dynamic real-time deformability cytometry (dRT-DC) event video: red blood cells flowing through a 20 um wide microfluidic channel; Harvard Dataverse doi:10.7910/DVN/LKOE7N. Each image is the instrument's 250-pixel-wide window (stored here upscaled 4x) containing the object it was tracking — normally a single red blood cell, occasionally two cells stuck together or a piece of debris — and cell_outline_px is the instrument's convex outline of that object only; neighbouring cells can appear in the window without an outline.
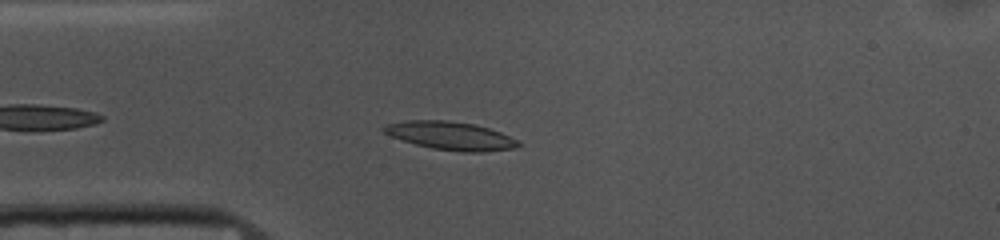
{"species": "common noctule bat (a hibernating species)", "species_latin": "Nyctalus noctula", "temperature_condition": "cold", "stored_images_in_passage": 46, "camera_frame_rate_fps": 3000, "um_per_image_px": 0.085, "animal": {"sex": "female", "body_mass_g": 10.0, "forearm_length_mm": 53.1}, "frame": {"image": 1, "passage_image": 6, "time_ms": 1.667, "image_size_px": [1000, 240], "cell_outline_px": [[520, 144], [516, 148], [484, 152], [464, 152], [432, 148], [416, 144], [392, 136], [384, 132], [380, 128], [388, 124], [408, 120], [448, 120], [476, 124], [500, 132], [516, 140]], "centroid_in_image_um": [38.31, 11.53], "position_along_channel_um": 46.7, "area_um2": 21.91}}
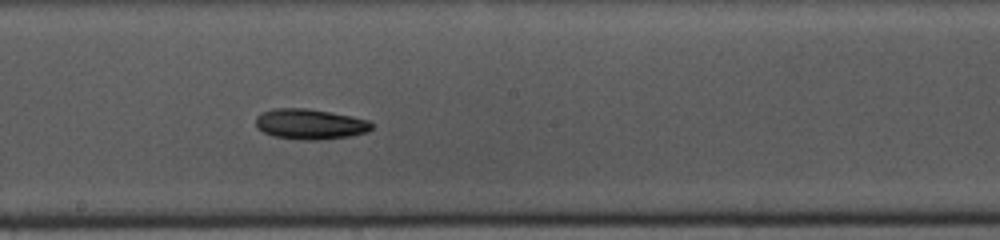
{"frame": {"image": 2, "passage_image": 21, "time_ms": 6.667, "image_size_px": [1000, 240], "cell_outline_px": [[372, 128], [368, 132], [352, 136], [320, 140], [300, 140], [272, 136], [256, 128], [256, 116], [260, 112], [276, 108], [304, 108], [352, 116], [368, 120], [372, 124]], "centroid_in_image_um": [26.33, 10.56], "position_along_channel_um": 221.9, "area_um2": 20.69}}
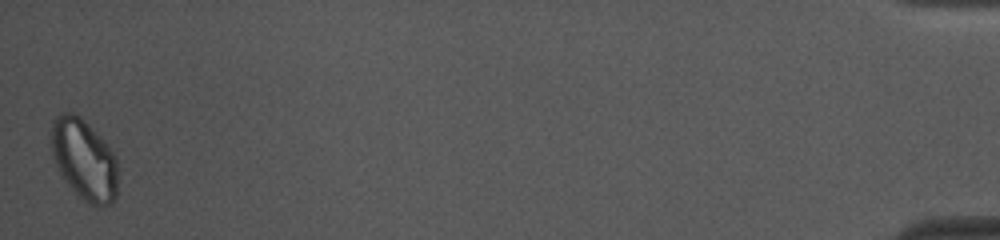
{"frame": {"image": 3, "passage_image": 46, "time_ms": 15.0, "image_size_px": [1000, 240], "cell_outline_px": [[116, 196], [104, 208], [96, 208], [88, 204], [60, 176], [52, 156], [52, 124], [56, 116], [60, 112], [72, 112], [80, 116], [104, 140], [116, 156]], "centroid_in_image_um": [7.14, 13.57], "position_along_channel_um": 428.1, "area_um2": 31.39}, "authors_computed_cell_mechanics": {"area_um2": 20.7502, "velocity_mm_per_s": 3.6726, "shape_relaxation_time_tau1_ms": 6.1797, "shape_relaxation_time_tau2_ms": null, "deformation_change_tau1": 0.1107, "deformation_change_tau2": null}}